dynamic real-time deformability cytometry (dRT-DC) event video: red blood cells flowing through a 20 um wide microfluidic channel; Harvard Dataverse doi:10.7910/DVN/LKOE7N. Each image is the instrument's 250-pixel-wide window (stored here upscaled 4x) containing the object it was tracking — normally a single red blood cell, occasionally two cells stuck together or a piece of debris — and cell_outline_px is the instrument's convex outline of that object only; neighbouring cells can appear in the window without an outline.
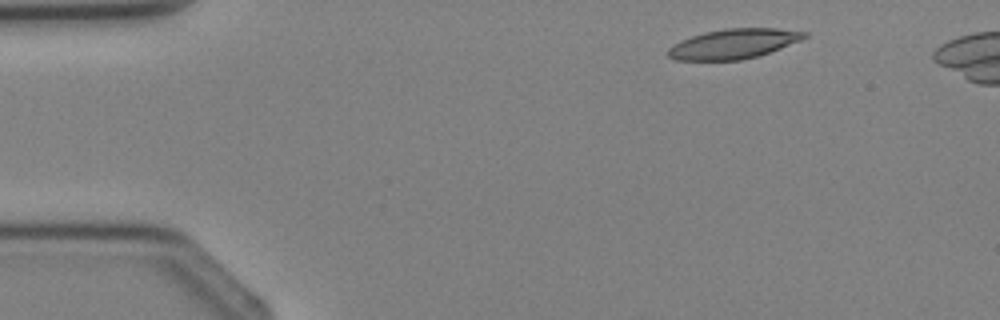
{"species": "Egyptian fruit bat (a non-hibernating species)", "species_latin": "Rousettus aegyptiacus", "temperature_condition": "cold", "stored_images_in_passage": 3, "camera_frame_rate_fps": 3000, "um_per_image_px": 0.085, "animal": {"sex": "female"}, "frame": {"image": 1, "passage_image": 1, "time_ms": 0.0, "image_size_px": [1000, 320], "cell_outline_px": [[808, 36], [800, 40], [780, 48], [756, 56], [740, 60], [676, 60], [668, 56], [664, 52], [672, 44], [680, 40], [704, 32], [724, 28], [776, 28], [808, 32]], "centroid_in_image_um": [62.3, 3.72], "position_along_channel_um": 22.7, "area_um2": 23.7}}